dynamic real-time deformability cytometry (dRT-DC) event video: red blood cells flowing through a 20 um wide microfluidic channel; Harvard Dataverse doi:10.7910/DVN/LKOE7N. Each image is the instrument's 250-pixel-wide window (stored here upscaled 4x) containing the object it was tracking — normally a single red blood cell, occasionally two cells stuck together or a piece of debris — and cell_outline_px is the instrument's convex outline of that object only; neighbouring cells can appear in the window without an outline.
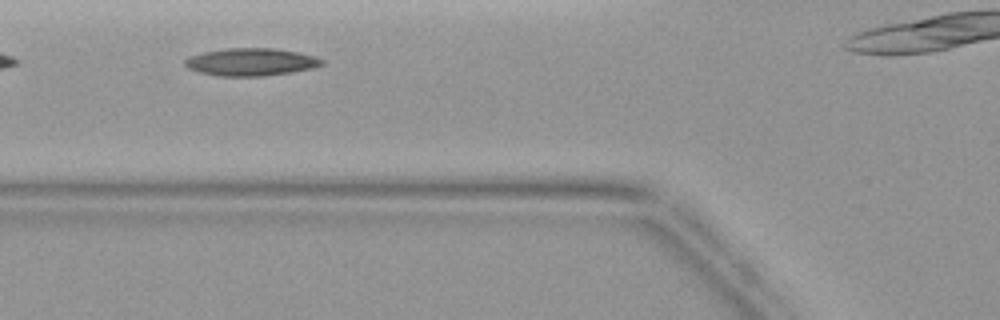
{"species": "common noctule bat (a hibernating species)", "species_latin": "Nyctalus noctula", "temperature_condition": "warm", "stored_images_in_passage": 9, "camera_frame_rate_fps": 3000, "um_per_image_px": 0.085, "animal": {"sex": "female", "body_mass_g": 19.9}, "frame": {"image": 1, "passage_image": 4, "time_ms": 1.0, "image_size_px": [1000, 320], "cell_outline_px": [[324, 64], [312, 68], [292, 72], [264, 76], [216, 76], [200, 72], [188, 68], [184, 64], [184, 60], [188, 56], [204, 52], [228, 48], [276, 48], [316, 56], [324, 60]], "centroid_in_image_um": [21.33, 5.27], "position_along_channel_um": 104.5, "area_um2": 22.08}}